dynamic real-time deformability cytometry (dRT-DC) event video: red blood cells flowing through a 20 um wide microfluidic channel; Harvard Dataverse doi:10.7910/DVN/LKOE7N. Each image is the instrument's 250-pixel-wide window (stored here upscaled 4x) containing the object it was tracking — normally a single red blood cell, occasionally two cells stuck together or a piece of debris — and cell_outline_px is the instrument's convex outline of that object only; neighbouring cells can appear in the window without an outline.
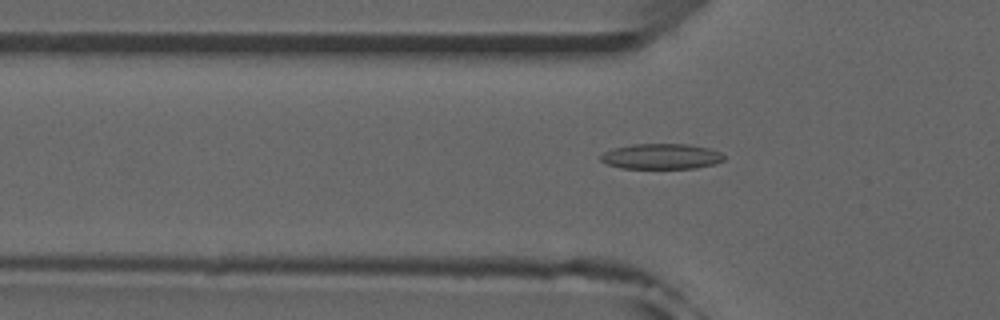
{"species": "common noctule bat (a hibernating species)", "species_latin": "Nyctalus noctula", "temperature_condition": "room temperature", "stored_images_in_passage": 52, "camera_frame_rate_fps": 3000, "um_per_image_px": 0.085, "animal": {"sex": "male", "forearm_length_mm": 52.5}, "frame": {"image": 1, "passage_image": 17, "time_ms": 5.333, "image_size_px": [1000, 320], "cell_outline_px": [[724, 160], [712, 164], [696, 168], [620, 168], [608, 164], [600, 160], [600, 156], [604, 152], [616, 148], [632, 144], [688, 144], [712, 148], [720, 152], [724, 156]], "centroid_in_image_um": [56.23, 13.29], "position_along_channel_um": 69.6, "area_um2": 18.21}}
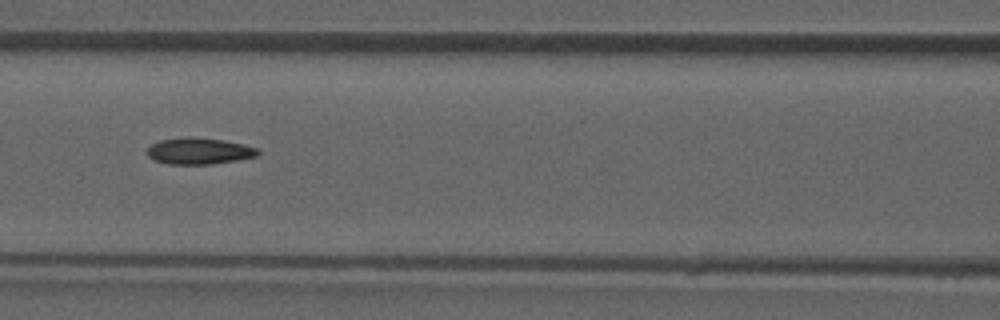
{"frame": {"image": 2, "passage_image": 23, "time_ms": 7.333, "image_size_px": [1000, 320], "cell_outline_px": [[260, 152], [256, 156], [236, 160], [212, 164], [168, 164], [156, 160], [148, 156], [144, 152], [152, 144], [160, 140], [224, 140], [244, 144], [260, 148]], "centroid_in_image_um": [16.97, 12.89], "position_along_channel_um": 149.6, "area_um2": 16.24}}
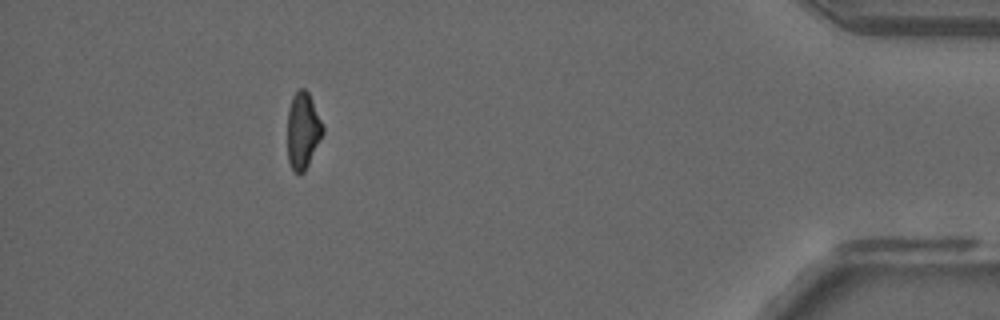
{"frame": {"image": 3, "passage_image": 47, "time_ms": 15.333, "image_size_px": [1000, 320], "cell_outline_px": [[324, 132], [304, 172], [296, 172], [292, 168], [288, 160], [288, 108], [292, 96], [300, 88], [304, 88], [308, 92], [324, 128]], "centroid_in_image_um": [25.73, 11.07], "position_along_channel_um": 409.5, "area_um2": 15.43}, "authors_computed_cell_mechanics": {"area_um2": 16.9065, "velocity_mm_per_s": 3.9776, "shape_relaxation_time_tau1_ms": 7.7627, "shape_relaxation_time_tau2_ms": 7.0536, "deformation_change_tau1": 0.1714, "deformation_change_tau2": 0.1472}}